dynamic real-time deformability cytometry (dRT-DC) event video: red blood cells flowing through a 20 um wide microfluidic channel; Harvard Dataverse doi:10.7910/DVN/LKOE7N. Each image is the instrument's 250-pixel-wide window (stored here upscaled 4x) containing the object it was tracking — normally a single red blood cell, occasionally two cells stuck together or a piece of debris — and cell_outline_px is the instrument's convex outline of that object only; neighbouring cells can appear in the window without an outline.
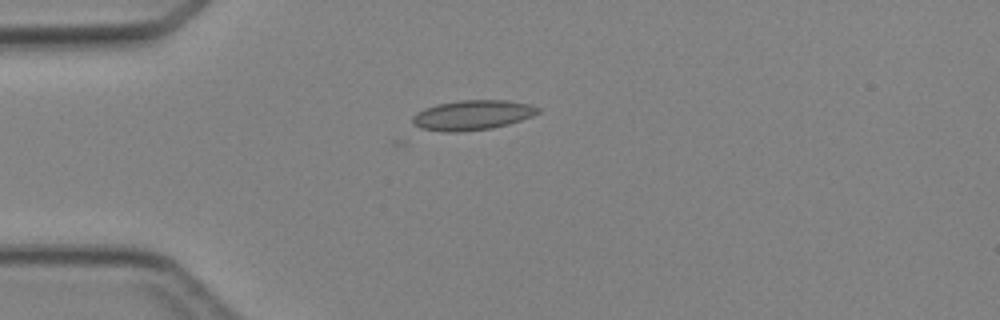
{"species": "Egyptian fruit bat (a non-hibernating species)", "species_latin": "Rousettus aegyptiacus", "temperature_condition": "cold", "stored_images_in_passage": 6, "camera_frame_rate_fps": 3000, "um_per_image_px": 0.085, "animal": {"sex": "female"}, "frame": {"image": 1, "passage_image": 5, "time_ms": 5.0, "image_size_px": [1000, 320], "cell_outline_px": [[540, 112], [532, 116], [508, 124], [492, 128], [456, 132], [444, 132], [420, 128], [412, 124], [412, 116], [416, 112], [424, 108], [436, 104], [460, 100], [504, 100], [528, 104], [540, 108]], "centroid_in_image_um": [40.1, 9.78], "position_along_channel_um": 44.9, "area_um2": 21.85}}